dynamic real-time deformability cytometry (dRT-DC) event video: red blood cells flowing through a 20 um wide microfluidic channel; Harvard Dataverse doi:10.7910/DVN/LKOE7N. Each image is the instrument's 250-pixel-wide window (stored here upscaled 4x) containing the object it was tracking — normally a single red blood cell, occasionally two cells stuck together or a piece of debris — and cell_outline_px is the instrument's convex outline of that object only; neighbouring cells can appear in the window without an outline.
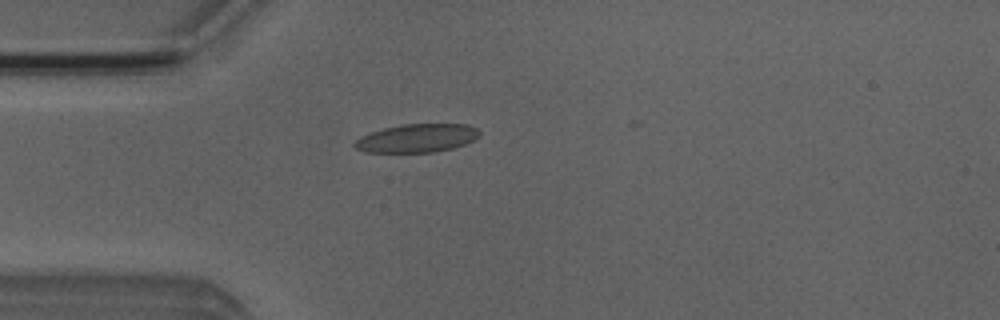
{"species": "Egyptian fruit bat (a non-hibernating species)", "species_latin": "Rousettus aegyptiacus", "temperature_condition": "room temperature", "stored_images_in_passage": 5, "camera_frame_rate_fps": 3000, "um_per_image_px": 0.085, "animal": {"sex": "male"}, "frame": {"image": 1, "passage_image": 4, "time_ms": 4.333, "image_size_px": [1000, 320], "cell_outline_px": [[480, 132], [472, 140], [464, 144], [452, 148], [436, 152], [364, 152], [356, 148], [352, 144], [360, 136], [384, 128], [400, 124], [468, 124], [476, 128]], "centroid_in_image_um": [35.4, 11.74], "position_along_channel_um": 49.6, "area_um2": 20.52}}